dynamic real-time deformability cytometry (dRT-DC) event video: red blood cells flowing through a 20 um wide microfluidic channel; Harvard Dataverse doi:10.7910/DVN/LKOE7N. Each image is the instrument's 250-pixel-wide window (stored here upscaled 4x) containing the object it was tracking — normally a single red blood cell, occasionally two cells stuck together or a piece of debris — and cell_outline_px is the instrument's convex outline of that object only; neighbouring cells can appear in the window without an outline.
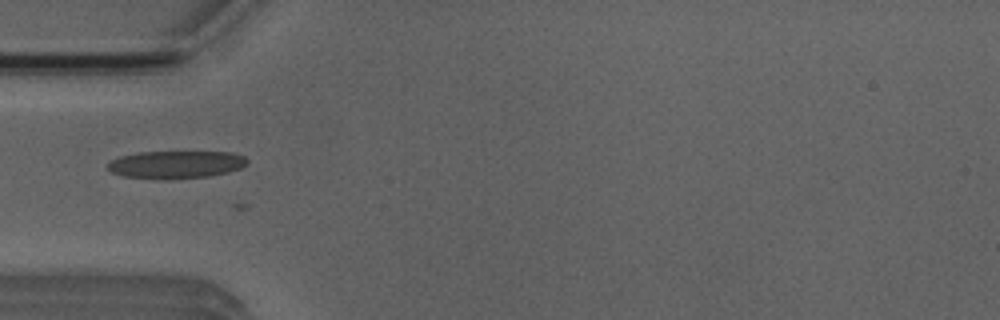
{"species": "Egyptian fruit bat (a non-hibernating species)", "species_latin": "Rousettus aegyptiacus", "temperature_condition": "room temperature", "stored_images_in_passage": 7, "camera_frame_rate_fps": 3000, "um_per_image_px": 0.085, "animal": {"sex": "male"}, "frame": {"image": 1, "passage_image": 5, "time_ms": 4.333, "image_size_px": [1000, 320], "cell_outline_px": [[248, 164], [240, 168], [228, 172], [208, 176], [168, 180], [156, 180], [124, 176], [112, 172], [108, 168], [108, 164], [112, 160], [120, 156], [136, 152], [232, 152], [244, 156], [248, 160]], "centroid_in_image_um": [14.96, 13.99], "position_along_channel_um": 70.0, "area_um2": 22.72}}